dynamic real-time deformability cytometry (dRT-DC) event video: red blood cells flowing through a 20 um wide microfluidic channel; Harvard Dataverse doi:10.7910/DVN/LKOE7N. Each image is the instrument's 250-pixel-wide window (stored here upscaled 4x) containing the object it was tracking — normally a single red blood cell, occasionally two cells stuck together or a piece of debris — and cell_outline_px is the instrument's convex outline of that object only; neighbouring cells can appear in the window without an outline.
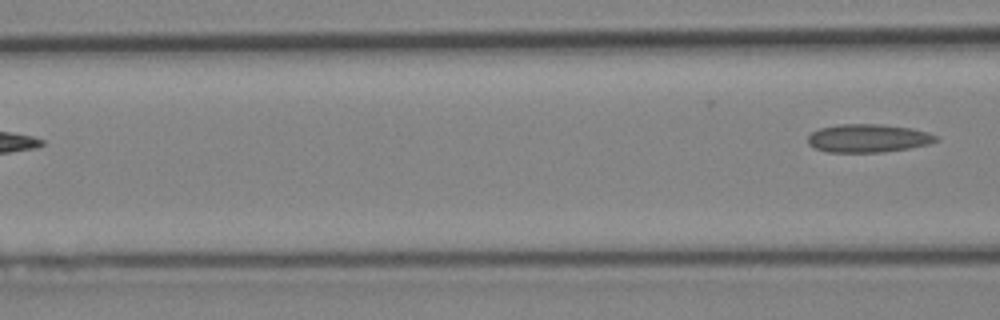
{"species": "Egyptian fruit bat (a non-hibernating species)", "species_latin": "Rousettus aegyptiacus", "temperature_condition": "cold", "stored_images_in_passage": 5, "camera_frame_rate_fps": 3000, "um_per_image_px": 0.085, "animal": {"sex": "female"}, "frame": {"image": 1, "passage_image": 5, "time_ms": 5.667, "image_size_px": [1000, 320], "cell_outline_px": [[940, 140], [928, 144], [908, 148], [884, 152], [828, 152], [816, 148], [808, 144], [808, 136], [812, 132], [820, 128], [840, 124], [880, 124], [912, 128], [928, 132], [936, 136]], "centroid_in_image_um": [73.8, 11.75], "position_along_channel_um": 92.8, "area_um2": 21.04}}